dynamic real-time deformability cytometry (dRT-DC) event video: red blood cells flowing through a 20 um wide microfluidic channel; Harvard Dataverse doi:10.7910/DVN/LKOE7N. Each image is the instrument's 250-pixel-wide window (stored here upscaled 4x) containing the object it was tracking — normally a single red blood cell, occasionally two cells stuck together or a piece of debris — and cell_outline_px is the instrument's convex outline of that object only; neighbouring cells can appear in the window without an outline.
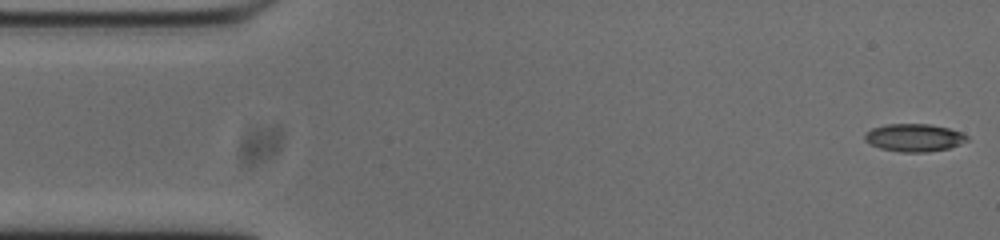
{"species": "common noctule bat (a hibernating species)", "species_latin": "Nyctalus noctula", "temperature_condition": "cold", "stored_images_in_passage": 52, "camera_frame_rate_fps": 3000, "um_per_image_px": 0.085, "animal": {"sex": "male", "body_mass_g": 20.0, "forearm_length_mm": 53.3}, "frame": {"image": 1, "passage_image": 1, "time_ms": 0.0, "image_size_px": [1000, 240], "cell_outline_px": [[968, 140], [960, 144], [948, 148], [928, 152], [900, 152], [880, 148], [864, 140], [864, 136], [872, 128], [888, 124], [928, 124], [948, 128], [960, 132], [968, 136]], "centroid_in_image_um": [77.71, 11.7], "position_along_channel_um": 7.3, "area_um2": 16.36}}
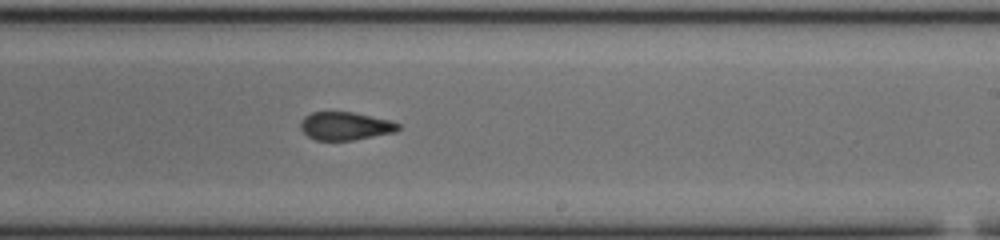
{"frame": {"image": 2, "passage_image": 30, "time_ms": 9.667, "image_size_px": [1000, 240], "cell_outline_px": [[400, 128], [396, 132], [352, 140], [316, 140], [308, 136], [300, 128], [300, 120], [304, 116], [312, 112], [352, 112], [392, 120], [400, 124]], "centroid_in_image_um": [29.36, 10.7], "position_along_channel_um": 259.6, "area_um2": 16.07}}
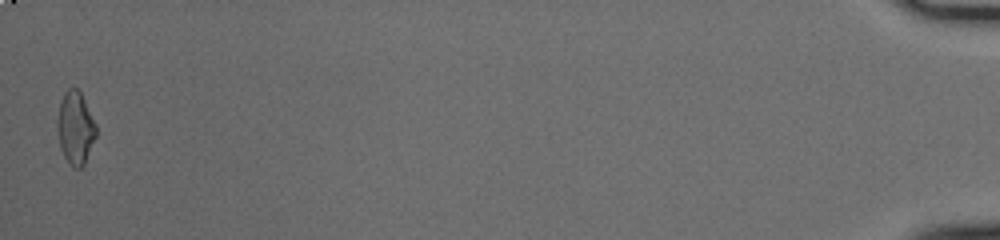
{"frame": {"image": 3, "passage_image": 52, "time_ms": 17.0, "image_size_px": [1000, 240], "cell_outline_px": [[96, 136], [84, 164], [80, 168], [72, 168], [68, 164], [60, 148], [56, 124], [60, 100], [64, 92], [68, 88], [76, 88], [80, 92], [96, 124]], "centroid_in_image_um": [6.38, 10.89], "position_along_channel_um": 428.8, "area_um2": 16.47}, "authors_computed_cell_mechanics": {"area_um2": 16.5308, "velocity_mm_per_s": 3.7861, "shape_relaxation_time_tau1_ms": null, "shape_relaxation_time_tau2_ms": 2.9039, "deformation_change_tau1": null, "deformation_change_tau2": 0.0993}}